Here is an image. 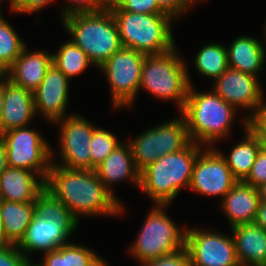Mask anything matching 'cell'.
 <instances>
[{
	"label": "cell",
	"mask_w": 266,
	"mask_h": 266,
	"mask_svg": "<svg viewBox=\"0 0 266 266\" xmlns=\"http://www.w3.org/2000/svg\"><path fill=\"white\" fill-rule=\"evenodd\" d=\"M45 190L80 216H120L124 204L98 178L95 170L68 169L51 164ZM79 217V218H78Z\"/></svg>",
	"instance_id": "6da1fadb"
},
{
	"label": "cell",
	"mask_w": 266,
	"mask_h": 266,
	"mask_svg": "<svg viewBox=\"0 0 266 266\" xmlns=\"http://www.w3.org/2000/svg\"><path fill=\"white\" fill-rule=\"evenodd\" d=\"M34 207L35 214L17 245L30 261L33 252L45 253L69 243L79 224L72 212L46 190L37 197Z\"/></svg>",
	"instance_id": "7a4b0ae2"
},
{
	"label": "cell",
	"mask_w": 266,
	"mask_h": 266,
	"mask_svg": "<svg viewBox=\"0 0 266 266\" xmlns=\"http://www.w3.org/2000/svg\"><path fill=\"white\" fill-rule=\"evenodd\" d=\"M180 114L185 120L192 142L204 147H214L217 141L229 136L238 110L212 89L208 92H197L196 87L190 85Z\"/></svg>",
	"instance_id": "3957f363"
},
{
	"label": "cell",
	"mask_w": 266,
	"mask_h": 266,
	"mask_svg": "<svg viewBox=\"0 0 266 266\" xmlns=\"http://www.w3.org/2000/svg\"><path fill=\"white\" fill-rule=\"evenodd\" d=\"M205 147L190 142L178 152L159 157L140 172V186L154 205L171 204L182 188L189 189L194 163Z\"/></svg>",
	"instance_id": "277c9868"
},
{
	"label": "cell",
	"mask_w": 266,
	"mask_h": 266,
	"mask_svg": "<svg viewBox=\"0 0 266 266\" xmlns=\"http://www.w3.org/2000/svg\"><path fill=\"white\" fill-rule=\"evenodd\" d=\"M71 41L99 68L123 47L118 27L107 7L98 12L75 13L62 18Z\"/></svg>",
	"instance_id": "5b68a950"
},
{
	"label": "cell",
	"mask_w": 266,
	"mask_h": 266,
	"mask_svg": "<svg viewBox=\"0 0 266 266\" xmlns=\"http://www.w3.org/2000/svg\"><path fill=\"white\" fill-rule=\"evenodd\" d=\"M178 52L175 46L161 54L145 55L139 91L145 89L157 99L176 102L180 113L193 83L186 63Z\"/></svg>",
	"instance_id": "8992f818"
},
{
	"label": "cell",
	"mask_w": 266,
	"mask_h": 266,
	"mask_svg": "<svg viewBox=\"0 0 266 266\" xmlns=\"http://www.w3.org/2000/svg\"><path fill=\"white\" fill-rule=\"evenodd\" d=\"M110 10L115 18L123 47L152 55L167 52L177 46L171 29L174 20L171 15L141 14L123 9Z\"/></svg>",
	"instance_id": "52a82bcc"
},
{
	"label": "cell",
	"mask_w": 266,
	"mask_h": 266,
	"mask_svg": "<svg viewBox=\"0 0 266 266\" xmlns=\"http://www.w3.org/2000/svg\"><path fill=\"white\" fill-rule=\"evenodd\" d=\"M168 205H154L145 216L143 225L128 253L138 263L174 253L185 247V227H180L167 215ZM182 228V229H181Z\"/></svg>",
	"instance_id": "ba28073f"
},
{
	"label": "cell",
	"mask_w": 266,
	"mask_h": 266,
	"mask_svg": "<svg viewBox=\"0 0 266 266\" xmlns=\"http://www.w3.org/2000/svg\"><path fill=\"white\" fill-rule=\"evenodd\" d=\"M180 116L147 129L127 141L135 166L140 172L159 157L178 152L191 142L185 120Z\"/></svg>",
	"instance_id": "9c48e42d"
},
{
	"label": "cell",
	"mask_w": 266,
	"mask_h": 266,
	"mask_svg": "<svg viewBox=\"0 0 266 266\" xmlns=\"http://www.w3.org/2000/svg\"><path fill=\"white\" fill-rule=\"evenodd\" d=\"M145 54L122 47L98 69L105 75L115 109L129 108L139 92Z\"/></svg>",
	"instance_id": "30bf717a"
},
{
	"label": "cell",
	"mask_w": 266,
	"mask_h": 266,
	"mask_svg": "<svg viewBox=\"0 0 266 266\" xmlns=\"http://www.w3.org/2000/svg\"><path fill=\"white\" fill-rule=\"evenodd\" d=\"M29 126L9 130L0 135L5 143L7 164L38 173L44 180L52 164V147Z\"/></svg>",
	"instance_id": "8fae6325"
},
{
	"label": "cell",
	"mask_w": 266,
	"mask_h": 266,
	"mask_svg": "<svg viewBox=\"0 0 266 266\" xmlns=\"http://www.w3.org/2000/svg\"><path fill=\"white\" fill-rule=\"evenodd\" d=\"M59 128V155L61 161L52 164L68 169L92 170V156L89 147L94 129L97 127L81 114H72L54 122Z\"/></svg>",
	"instance_id": "7c38bea8"
},
{
	"label": "cell",
	"mask_w": 266,
	"mask_h": 266,
	"mask_svg": "<svg viewBox=\"0 0 266 266\" xmlns=\"http://www.w3.org/2000/svg\"><path fill=\"white\" fill-rule=\"evenodd\" d=\"M190 266H240L232 234L186 227Z\"/></svg>",
	"instance_id": "4fadbf2b"
},
{
	"label": "cell",
	"mask_w": 266,
	"mask_h": 266,
	"mask_svg": "<svg viewBox=\"0 0 266 266\" xmlns=\"http://www.w3.org/2000/svg\"><path fill=\"white\" fill-rule=\"evenodd\" d=\"M237 181L217 147H205L194 163L189 190L223 199Z\"/></svg>",
	"instance_id": "5bb4252c"
},
{
	"label": "cell",
	"mask_w": 266,
	"mask_h": 266,
	"mask_svg": "<svg viewBox=\"0 0 266 266\" xmlns=\"http://www.w3.org/2000/svg\"><path fill=\"white\" fill-rule=\"evenodd\" d=\"M260 83L259 77L228 67L220 77L214 80L212 90L236 109L244 108L251 111L247 114L248 116H245L248 120L256 111L264 95V89Z\"/></svg>",
	"instance_id": "9a60e30c"
},
{
	"label": "cell",
	"mask_w": 266,
	"mask_h": 266,
	"mask_svg": "<svg viewBox=\"0 0 266 266\" xmlns=\"http://www.w3.org/2000/svg\"><path fill=\"white\" fill-rule=\"evenodd\" d=\"M70 80L52 64L44 79L33 92L36 115L51 124L63 119L67 112Z\"/></svg>",
	"instance_id": "2e32d148"
},
{
	"label": "cell",
	"mask_w": 266,
	"mask_h": 266,
	"mask_svg": "<svg viewBox=\"0 0 266 266\" xmlns=\"http://www.w3.org/2000/svg\"><path fill=\"white\" fill-rule=\"evenodd\" d=\"M36 116L33 92L9 80L3 98L0 135L12 129L30 126Z\"/></svg>",
	"instance_id": "e0dca14e"
},
{
	"label": "cell",
	"mask_w": 266,
	"mask_h": 266,
	"mask_svg": "<svg viewBox=\"0 0 266 266\" xmlns=\"http://www.w3.org/2000/svg\"><path fill=\"white\" fill-rule=\"evenodd\" d=\"M45 190V180L36 172L7 167L0 175V199L34 203Z\"/></svg>",
	"instance_id": "ac0fdd59"
},
{
	"label": "cell",
	"mask_w": 266,
	"mask_h": 266,
	"mask_svg": "<svg viewBox=\"0 0 266 266\" xmlns=\"http://www.w3.org/2000/svg\"><path fill=\"white\" fill-rule=\"evenodd\" d=\"M260 203L258 188L245 181H237L221 200L230 228L240 224L254 223Z\"/></svg>",
	"instance_id": "d6986e66"
},
{
	"label": "cell",
	"mask_w": 266,
	"mask_h": 266,
	"mask_svg": "<svg viewBox=\"0 0 266 266\" xmlns=\"http://www.w3.org/2000/svg\"><path fill=\"white\" fill-rule=\"evenodd\" d=\"M52 65V53L46 50L30 51L26 47L6 71L9 80L34 92Z\"/></svg>",
	"instance_id": "ffe728a7"
},
{
	"label": "cell",
	"mask_w": 266,
	"mask_h": 266,
	"mask_svg": "<svg viewBox=\"0 0 266 266\" xmlns=\"http://www.w3.org/2000/svg\"><path fill=\"white\" fill-rule=\"evenodd\" d=\"M95 172L104 184L112 192V184L120 181L131 180L138 188L140 186V171L135 166L130 145L128 142H121L107 158L99 164Z\"/></svg>",
	"instance_id": "44dd1931"
},
{
	"label": "cell",
	"mask_w": 266,
	"mask_h": 266,
	"mask_svg": "<svg viewBox=\"0 0 266 266\" xmlns=\"http://www.w3.org/2000/svg\"><path fill=\"white\" fill-rule=\"evenodd\" d=\"M240 266H266V230L260 226L240 224L230 228Z\"/></svg>",
	"instance_id": "7402d4cb"
},
{
	"label": "cell",
	"mask_w": 266,
	"mask_h": 266,
	"mask_svg": "<svg viewBox=\"0 0 266 266\" xmlns=\"http://www.w3.org/2000/svg\"><path fill=\"white\" fill-rule=\"evenodd\" d=\"M256 37L237 36L227 48L228 67L259 77L266 63V49Z\"/></svg>",
	"instance_id": "603a6c76"
},
{
	"label": "cell",
	"mask_w": 266,
	"mask_h": 266,
	"mask_svg": "<svg viewBox=\"0 0 266 266\" xmlns=\"http://www.w3.org/2000/svg\"><path fill=\"white\" fill-rule=\"evenodd\" d=\"M244 137L234 145L229 153L225 155L218 151L225 159L230 171L238 181H243L253 166L257 155L263 148L262 140L249 127L248 120L243 116Z\"/></svg>",
	"instance_id": "cb8c5ba5"
},
{
	"label": "cell",
	"mask_w": 266,
	"mask_h": 266,
	"mask_svg": "<svg viewBox=\"0 0 266 266\" xmlns=\"http://www.w3.org/2000/svg\"><path fill=\"white\" fill-rule=\"evenodd\" d=\"M35 214L34 203H19L0 199V217L8 241L18 245Z\"/></svg>",
	"instance_id": "d4e9b609"
},
{
	"label": "cell",
	"mask_w": 266,
	"mask_h": 266,
	"mask_svg": "<svg viewBox=\"0 0 266 266\" xmlns=\"http://www.w3.org/2000/svg\"><path fill=\"white\" fill-rule=\"evenodd\" d=\"M43 254V260L36 262L38 266H96L103 260L94 250L70 241Z\"/></svg>",
	"instance_id": "484cf974"
},
{
	"label": "cell",
	"mask_w": 266,
	"mask_h": 266,
	"mask_svg": "<svg viewBox=\"0 0 266 266\" xmlns=\"http://www.w3.org/2000/svg\"><path fill=\"white\" fill-rule=\"evenodd\" d=\"M227 45L211 42L199 49L194 59V68L200 75L213 81L228 68Z\"/></svg>",
	"instance_id": "4316f807"
},
{
	"label": "cell",
	"mask_w": 266,
	"mask_h": 266,
	"mask_svg": "<svg viewBox=\"0 0 266 266\" xmlns=\"http://www.w3.org/2000/svg\"><path fill=\"white\" fill-rule=\"evenodd\" d=\"M52 64L69 80L85 71L94 64L86 53L71 40L60 45L57 52L52 53Z\"/></svg>",
	"instance_id": "83f0119b"
},
{
	"label": "cell",
	"mask_w": 266,
	"mask_h": 266,
	"mask_svg": "<svg viewBox=\"0 0 266 266\" xmlns=\"http://www.w3.org/2000/svg\"><path fill=\"white\" fill-rule=\"evenodd\" d=\"M1 13L0 9V72H6L27 46Z\"/></svg>",
	"instance_id": "f1b7e54d"
},
{
	"label": "cell",
	"mask_w": 266,
	"mask_h": 266,
	"mask_svg": "<svg viewBox=\"0 0 266 266\" xmlns=\"http://www.w3.org/2000/svg\"><path fill=\"white\" fill-rule=\"evenodd\" d=\"M120 143L121 141L111 131L96 127L89 144L92 156V170H95Z\"/></svg>",
	"instance_id": "f546056e"
},
{
	"label": "cell",
	"mask_w": 266,
	"mask_h": 266,
	"mask_svg": "<svg viewBox=\"0 0 266 266\" xmlns=\"http://www.w3.org/2000/svg\"><path fill=\"white\" fill-rule=\"evenodd\" d=\"M108 8L141 14H167L155 0H109Z\"/></svg>",
	"instance_id": "4dcf8cb0"
},
{
	"label": "cell",
	"mask_w": 266,
	"mask_h": 266,
	"mask_svg": "<svg viewBox=\"0 0 266 266\" xmlns=\"http://www.w3.org/2000/svg\"><path fill=\"white\" fill-rule=\"evenodd\" d=\"M69 2V5L61 9V18L75 13L101 11L108 7L109 0H69Z\"/></svg>",
	"instance_id": "1f68e13d"
},
{
	"label": "cell",
	"mask_w": 266,
	"mask_h": 266,
	"mask_svg": "<svg viewBox=\"0 0 266 266\" xmlns=\"http://www.w3.org/2000/svg\"><path fill=\"white\" fill-rule=\"evenodd\" d=\"M141 266H190L189 254L186 247L180 250L145 262Z\"/></svg>",
	"instance_id": "d6a6232c"
},
{
	"label": "cell",
	"mask_w": 266,
	"mask_h": 266,
	"mask_svg": "<svg viewBox=\"0 0 266 266\" xmlns=\"http://www.w3.org/2000/svg\"><path fill=\"white\" fill-rule=\"evenodd\" d=\"M243 181L256 188L266 183V150L264 148L260 150L249 175Z\"/></svg>",
	"instance_id": "836d02e7"
},
{
	"label": "cell",
	"mask_w": 266,
	"mask_h": 266,
	"mask_svg": "<svg viewBox=\"0 0 266 266\" xmlns=\"http://www.w3.org/2000/svg\"><path fill=\"white\" fill-rule=\"evenodd\" d=\"M158 6L173 18L182 17L184 13H188L191 6L202 0H155Z\"/></svg>",
	"instance_id": "e575fe53"
},
{
	"label": "cell",
	"mask_w": 266,
	"mask_h": 266,
	"mask_svg": "<svg viewBox=\"0 0 266 266\" xmlns=\"http://www.w3.org/2000/svg\"><path fill=\"white\" fill-rule=\"evenodd\" d=\"M264 99L263 95L256 111L248 119V127L259 136L261 140H266V102Z\"/></svg>",
	"instance_id": "d590c367"
},
{
	"label": "cell",
	"mask_w": 266,
	"mask_h": 266,
	"mask_svg": "<svg viewBox=\"0 0 266 266\" xmlns=\"http://www.w3.org/2000/svg\"><path fill=\"white\" fill-rule=\"evenodd\" d=\"M29 262L17 245L12 244L0 249V266H27Z\"/></svg>",
	"instance_id": "8d00e7d4"
},
{
	"label": "cell",
	"mask_w": 266,
	"mask_h": 266,
	"mask_svg": "<svg viewBox=\"0 0 266 266\" xmlns=\"http://www.w3.org/2000/svg\"><path fill=\"white\" fill-rule=\"evenodd\" d=\"M55 0H9V8L11 12L18 13H34L39 12L43 8H46L50 3Z\"/></svg>",
	"instance_id": "74e56055"
},
{
	"label": "cell",
	"mask_w": 266,
	"mask_h": 266,
	"mask_svg": "<svg viewBox=\"0 0 266 266\" xmlns=\"http://www.w3.org/2000/svg\"><path fill=\"white\" fill-rule=\"evenodd\" d=\"M254 224L266 230V203H259Z\"/></svg>",
	"instance_id": "f35d334b"
},
{
	"label": "cell",
	"mask_w": 266,
	"mask_h": 266,
	"mask_svg": "<svg viewBox=\"0 0 266 266\" xmlns=\"http://www.w3.org/2000/svg\"><path fill=\"white\" fill-rule=\"evenodd\" d=\"M9 81V77L6 72H0V121L3 110V98L6 89V83Z\"/></svg>",
	"instance_id": "ab89813d"
},
{
	"label": "cell",
	"mask_w": 266,
	"mask_h": 266,
	"mask_svg": "<svg viewBox=\"0 0 266 266\" xmlns=\"http://www.w3.org/2000/svg\"><path fill=\"white\" fill-rule=\"evenodd\" d=\"M8 167L7 164V152L4 141L0 137V175Z\"/></svg>",
	"instance_id": "60d3db41"
},
{
	"label": "cell",
	"mask_w": 266,
	"mask_h": 266,
	"mask_svg": "<svg viewBox=\"0 0 266 266\" xmlns=\"http://www.w3.org/2000/svg\"><path fill=\"white\" fill-rule=\"evenodd\" d=\"M9 245H12V244L8 241V239L6 237V234L4 232L2 219L0 217V249L5 248Z\"/></svg>",
	"instance_id": "b9f144b4"
},
{
	"label": "cell",
	"mask_w": 266,
	"mask_h": 266,
	"mask_svg": "<svg viewBox=\"0 0 266 266\" xmlns=\"http://www.w3.org/2000/svg\"><path fill=\"white\" fill-rule=\"evenodd\" d=\"M260 202L266 203V183L258 187Z\"/></svg>",
	"instance_id": "7bdbcfd3"
},
{
	"label": "cell",
	"mask_w": 266,
	"mask_h": 266,
	"mask_svg": "<svg viewBox=\"0 0 266 266\" xmlns=\"http://www.w3.org/2000/svg\"><path fill=\"white\" fill-rule=\"evenodd\" d=\"M96 266H108L106 260H102L101 262H99Z\"/></svg>",
	"instance_id": "ee69618b"
},
{
	"label": "cell",
	"mask_w": 266,
	"mask_h": 266,
	"mask_svg": "<svg viewBox=\"0 0 266 266\" xmlns=\"http://www.w3.org/2000/svg\"><path fill=\"white\" fill-rule=\"evenodd\" d=\"M27 266H38L36 263L35 264H33V262L32 261H30L28 264H27Z\"/></svg>",
	"instance_id": "f6af8a7d"
},
{
	"label": "cell",
	"mask_w": 266,
	"mask_h": 266,
	"mask_svg": "<svg viewBox=\"0 0 266 266\" xmlns=\"http://www.w3.org/2000/svg\"><path fill=\"white\" fill-rule=\"evenodd\" d=\"M263 148L266 150V140H262Z\"/></svg>",
	"instance_id": "bcb514c9"
},
{
	"label": "cell",
	"mask_w": 266,
	"mask_h": 266,
	"mask_svg": "<svg viewBox=\"0 0 266 266\" xmlns=\"http://www.w3.org/2000/svg\"><path fill=\"white\" fill-rule=\"evenodd\" d=\"M264 33H265V36H264V38H265V40H266V23H265V28H264ZM266 43V42H265Z\"/></svg>",
	"instance_id": "7dc6e473"
}]
</instances>
